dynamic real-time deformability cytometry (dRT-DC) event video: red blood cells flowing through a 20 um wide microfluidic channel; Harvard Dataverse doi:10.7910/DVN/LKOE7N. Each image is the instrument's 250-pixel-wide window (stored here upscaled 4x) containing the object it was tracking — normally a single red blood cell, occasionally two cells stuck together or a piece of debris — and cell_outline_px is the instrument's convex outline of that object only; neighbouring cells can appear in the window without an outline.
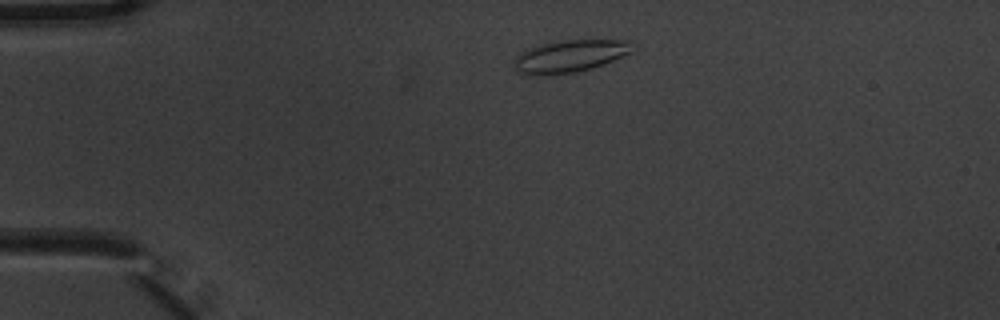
{"species": "common noctule bat (a hibernating species)", "species_latin": "Nyctalus noctula", "temperature_condition": "warm", "stored_images_in_passage": 3, "camera_frame_rate_fps": 3000, "um_per_image_px": 0.085, "animal": {"sex": "male", "body_mass_g": 20.1, "forearm_length_mm": 53.5}, "frame": {"image": 1, "passage_image": 1, "time_ms": 0.0, "image_size_px": [1000, 320], "cell_outline_px": [[632, 52], [604, 64], [592, 68], [576, 72], [540, 76], [536, 76], [516, 72], [512, 68], [512, 64], [516, 56], [520, 52], [528, 48], [544, 44], [564, 40], [628, 40]], "centroid_in_image_um": [48.35, 4.8], "position_along_channel_um": 36.7, "area_um2": 22.31}}
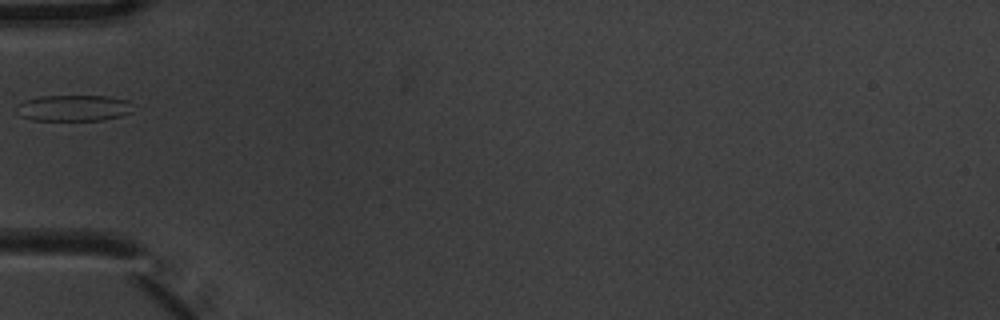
{"frame": {"image": 2, "passage_image": 3, "time_ms": 0.667, "image_size_px": [1000, 320], "cell_outline_px": [[132, 112], [120, 116], [104, 120], [32, 120], [20, 116], [16, 104], [24, 100], [40, 96], [108, 96], [128, 100]], "centroid_in_image_um": [6.23, 9.18], "position_along_channel_um": 78.8, "area_um2": 17.74}}